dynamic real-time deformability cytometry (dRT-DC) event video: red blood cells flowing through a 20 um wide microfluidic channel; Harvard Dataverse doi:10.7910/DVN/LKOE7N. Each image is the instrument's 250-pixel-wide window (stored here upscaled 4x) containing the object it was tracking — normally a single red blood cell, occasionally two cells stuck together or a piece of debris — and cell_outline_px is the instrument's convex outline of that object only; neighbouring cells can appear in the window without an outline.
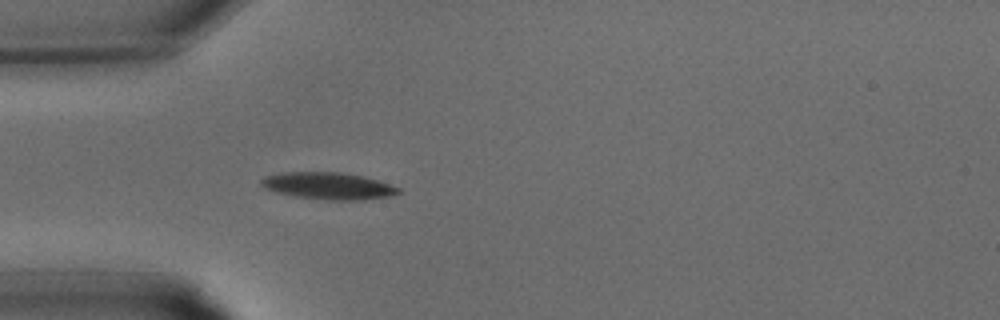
{"species": "common noctule bat (a hibernating species)", "species_latin": "Nyctalus noctula", "temperature_condition": "warm", "stored_images_in_passage": 19, "camera_frame_rate_fps": 3000, "um_per_image_px": 0.085, "animal": {"sex": "male", "body_mass_g": 15.6}, "frame": {"image": 1, "passage_image": 1, "time_ms": 0.0, "image_size_px": [1000, 320], "cell_outline_px": [[400, 192], [388, 196], [364, 200], [328, 200], [296, 196], [276, 192], [260, 184], [260, 180], [264, 176], [280, 172], [340, 172], [364, 176], [400, 188]], "centroid_in_image_um": [27.88, 15.79], "position_along_channel_um": 57.1, "area_um2": 21.39}}
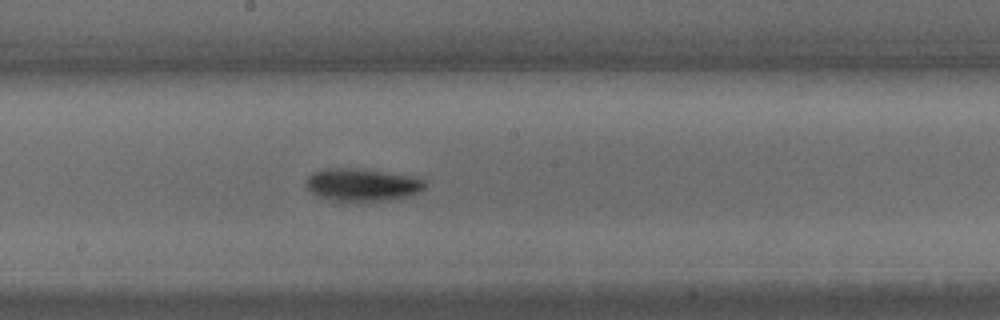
{"frame": {"image": 2, "passage_image": 9, "time_ms": 2.667, "image_size_px": [1000, 320], "cell_outline_px": [[424, 188], [420, 192], [408, 196], [360, 204], [332, 200], [316, 196], [308, 192], [304, 184], [304, 180], [312, 172], [328, 168], [360, 168], [412, 176], [424, 180]], "centroid_in_image_um": [30.69, 15.73], "position_along_channel_um": 217.5, "area_um2": 23.35}}
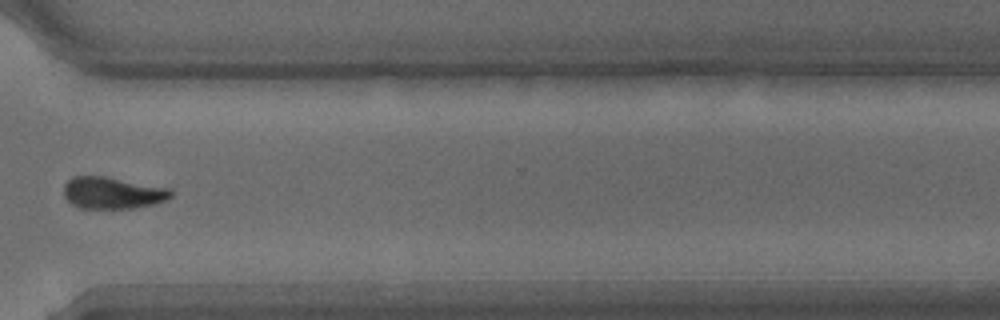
{"frame": {"image": 3, "passage_image": 16, "time_ms": 5.0, "image_size_px": [1000, 320], "cell_outline_px": [[172, 196], [168, 200], [156, 204], [132, 208], [80, 208], [72, 204], [64, 196], [64, 184], [72, 176], [104, 176], [172, 188]], "centroid_in_image_um": [9.6, 16.39], "position_along_channel_um": 361.0, "area_um2": 20.06}}